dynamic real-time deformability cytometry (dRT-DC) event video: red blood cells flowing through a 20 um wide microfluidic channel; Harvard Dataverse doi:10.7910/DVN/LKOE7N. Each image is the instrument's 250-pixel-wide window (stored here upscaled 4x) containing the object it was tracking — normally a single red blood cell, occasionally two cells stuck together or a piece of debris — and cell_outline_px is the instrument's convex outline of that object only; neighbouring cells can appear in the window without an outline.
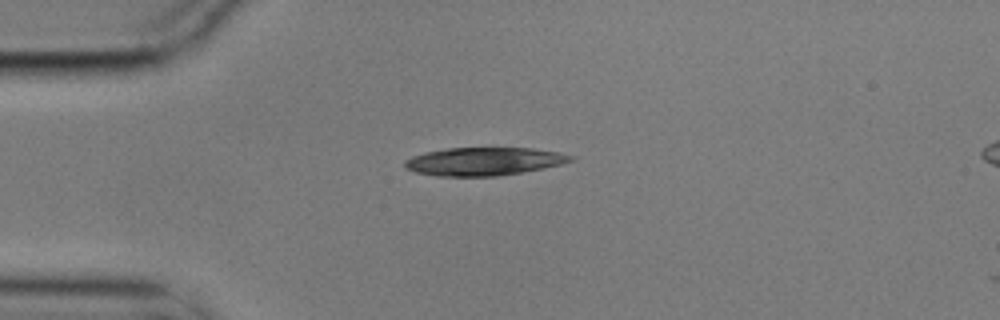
{"species": "common noctule bat (a hibernating species)", "species_latin": "Nyctalus noctula", "temperature_condition": "cold", "stored_images_in_passage": 6, "camera_frame_rate_fps": 3000, "um_per_image_px": 0.085, "animal": {"sex": "male", "body_mass_g": 17.9}, "frame": {"image": 1, "passage_image": 1, "time_ms": 0.0, "image_size_px": [1000, 320], "cell_outline_px": [[576, 156], [572, 160], [560, 164], [544, 168], [496, 176], [436, 176], [416, 172], [404, 168], [404, 160], [412, 156], [424, 152], [448, 148], [532, 148], [560, 152]], "centroid_in_image_um": [41.11, 13.71], "position_along_channel_um": 43.9, "area_um2": 27.17}}